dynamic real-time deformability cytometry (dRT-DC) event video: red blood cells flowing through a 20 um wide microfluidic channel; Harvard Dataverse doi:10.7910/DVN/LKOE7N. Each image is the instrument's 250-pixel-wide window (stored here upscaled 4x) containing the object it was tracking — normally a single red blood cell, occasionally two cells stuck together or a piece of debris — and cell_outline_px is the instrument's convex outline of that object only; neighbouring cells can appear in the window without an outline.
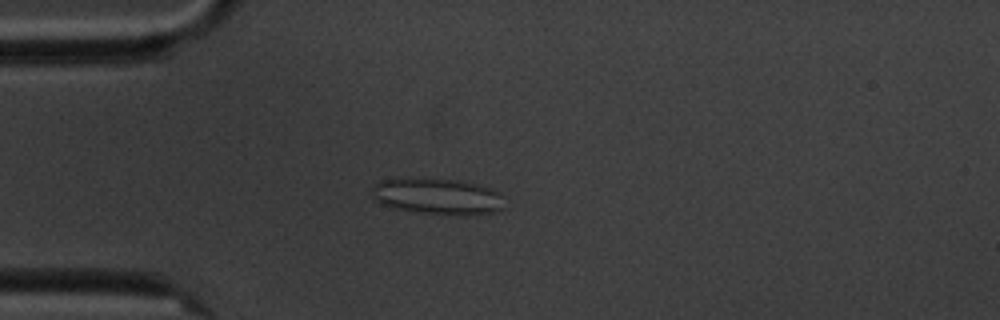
{"species": "common noctule bat (a hibernating species)", "species_latin": "Nyctalus noctula", "temperature_condition": "cold", "stored_images_in_passage": 3, "camera_frame_rate_fps": 3000, "um_per_image_px": 0.085, "animal": {"sex": "male", "body_mass_g": 20.1, "forearm_length_mm": 53.5}, "frame": {"image": 1, "passage_image": 3, "time_ms": 3.333, "image_size_px": [1000, 320], "cell_outline_px": [[504, 208], [492, 212], [464, 216], [416, 212], [392, 208], [380, 204], [372, 200], [372, 188], [380, 180], [408, 176], [452, 180], [492, 188], [500, 192]], "centroid_in_image_um": [37.11, 16.68], "position_along_channel_um": 47.9, "area_um2": 28.5}}